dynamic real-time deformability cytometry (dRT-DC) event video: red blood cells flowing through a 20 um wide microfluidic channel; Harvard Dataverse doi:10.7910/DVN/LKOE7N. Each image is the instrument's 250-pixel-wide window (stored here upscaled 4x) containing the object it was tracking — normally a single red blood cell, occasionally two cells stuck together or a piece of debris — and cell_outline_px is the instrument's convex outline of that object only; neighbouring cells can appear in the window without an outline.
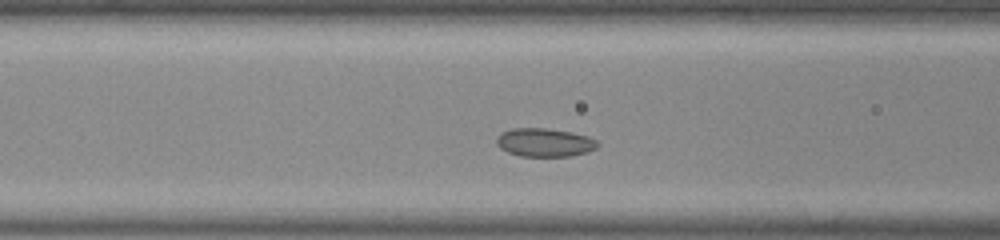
{"species": "common noctule bat (a hibernating species)", "species_latin": "Nyctalus noctula", "temperature_condition": "room temperature", "stored_images_in_passage": 41, "camera_frame_rate_fps": 3000, "um_per_image_px": 0.085, "animal": {"sex": "male", "body_mass_g": 20.0, "forearm_length_mm": 53.3}, "frame": {"image": 1, "passage_image": 9, "time_ms": 2.667, "image_size_px": [1000, 240], "cell_outline_px": [[600, 144], [596, 148], [588, 152], [572, 156], [520, 156], [508, 152], [500, 148], [496, 144], [496, 136], [512, 128], [544, 128], [572, 132], [588, 136], [596, 140]], "centroid_in_image_um": [46.3, 12.11], "position_along_channel_um": 120.3, "area_um2": 16.82}}
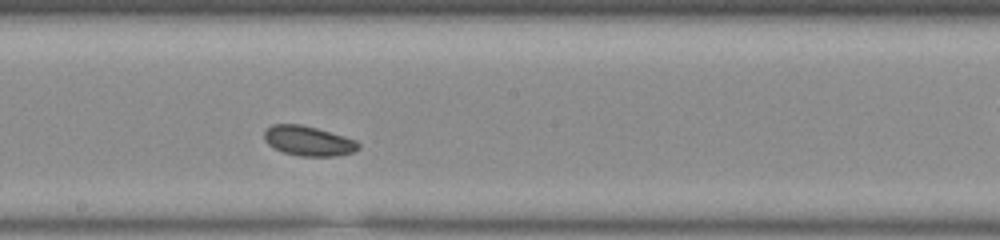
{"frame": {"image": 2, "passage_image": 17, "time_ms": 5.333, "image_size_px": [1000, 240], "cell_outline_px": [[360, 148], [352, 152], [336, 156], [300, 156], [284, 152], [272, 148], [264, 140], [264, 132], [272, 124], [300, 124], [316, 128], [344, 136], [356, 140], [360, 144]], "centroid_in_image_um": [26.2, 11.98], "position_along_channel_um": 222.0, "area_um2": 16.36}}
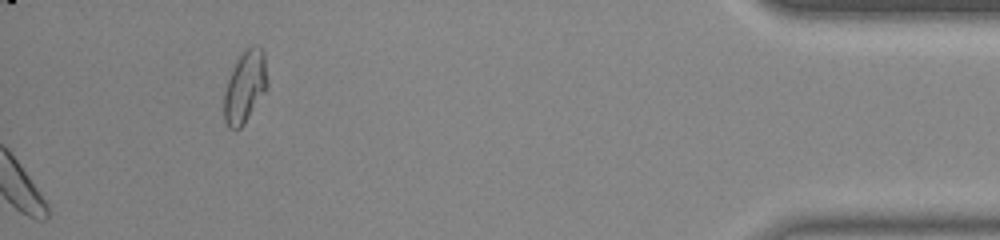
{"frame": {"image": 3, "passage_image": 41, "time_ms": 13.333, "image_size_px": [1000, 240], "cell_outline_px": [[268, 88], [244, 124], [240, 128], [228, 128], [224, 120], [224, 92], [232, 68], [236, 60], [252, 44], [256, 44], [264, 52], [268, 80]], "centroid_in_image_um": [20.84, 7.37], "position_along_channel_um": 414.4, "area_um2": 18.26}}